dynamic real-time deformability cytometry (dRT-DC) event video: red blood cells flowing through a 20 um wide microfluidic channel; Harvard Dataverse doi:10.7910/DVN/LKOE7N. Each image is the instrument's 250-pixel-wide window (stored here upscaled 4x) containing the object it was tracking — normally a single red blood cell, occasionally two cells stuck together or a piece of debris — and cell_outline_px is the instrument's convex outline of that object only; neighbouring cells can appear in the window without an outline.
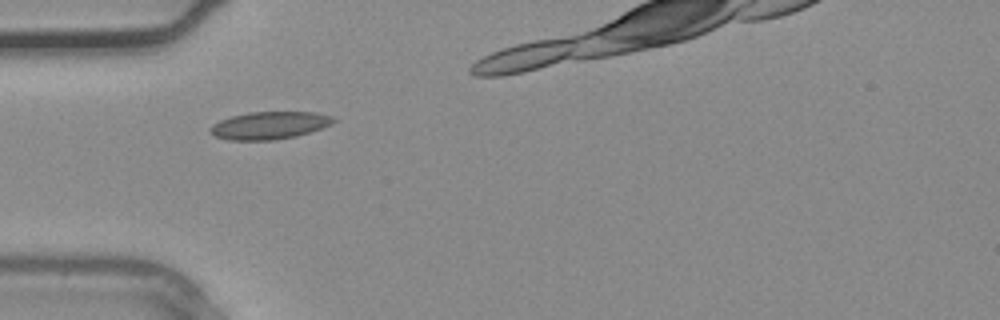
{"species": "common noctule bat (a hibernating species)", "species_latin": "Nyctalus noctula", "temperature_condition": "warm", "stored_images_in_passage": 19, "camera_frame_rate_fps": 3000, "um_per_image_px": 0.085, "animal": {"sex": "male", "body_mass_g": 20.4}, "frame": {"image": 1, "passage_image": 1, "time_ms": 0.0, "image_size_px": [1000, 320], "cell_outline_px": [[336, 120], [332, 124], [296, 136], [276, 140], [228, 140], [216, 136], [208, 132], [208, 128], [212, 124], [220, 120], [232, 116], [248, 112], [316, 112], [332, 116]], "centroid_in_image_um": [22.87, 10.66], "position_along_channel_um": 62.1, "area_um2": 19.83}}